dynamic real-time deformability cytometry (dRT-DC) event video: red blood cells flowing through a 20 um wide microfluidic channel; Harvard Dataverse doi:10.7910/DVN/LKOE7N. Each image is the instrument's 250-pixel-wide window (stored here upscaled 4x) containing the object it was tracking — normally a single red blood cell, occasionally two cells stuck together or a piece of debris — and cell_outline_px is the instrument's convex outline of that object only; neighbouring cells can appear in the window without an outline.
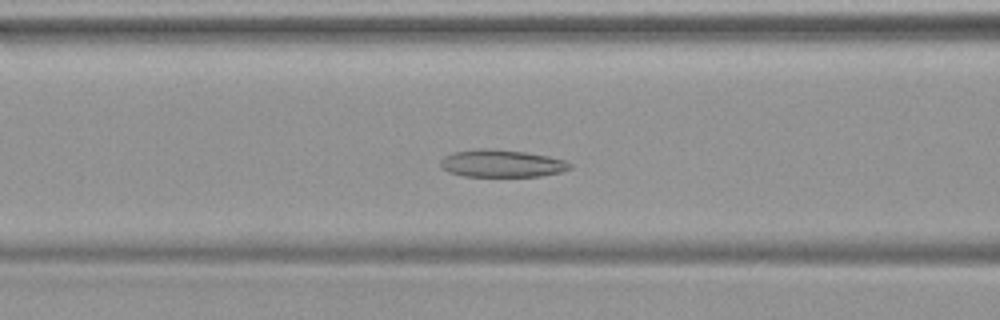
{"species": "common noctule bat (a hibernating species)", "species_latin": "Nyctalus noctula", "temperature_condition": "warm", "stored_images_in_passage": 48, "camera_frame_rate_fps": 3000, "um_per_image_px": 0.085, "animal": {"sex": "female", "body_mass_g": 19.9}, "frame": {"image": 1, "passage_image": 19, "time_ms": 6.0, "image_size_px": [1000, 320], "cell_outline_px": [[572, 168], [560, 172], [540, 176], [464, 176], [448, 172], [440, 168], [440, 160], [444, 156], [452, 152], [476, 148], [492, 148], [524, 152], [548, 156], [564, 160], [572, 164]], "centroid_in_image_um": [42.6, 13.88], "position_along_channel_um": 124.0, "area_um2": 20.87}}
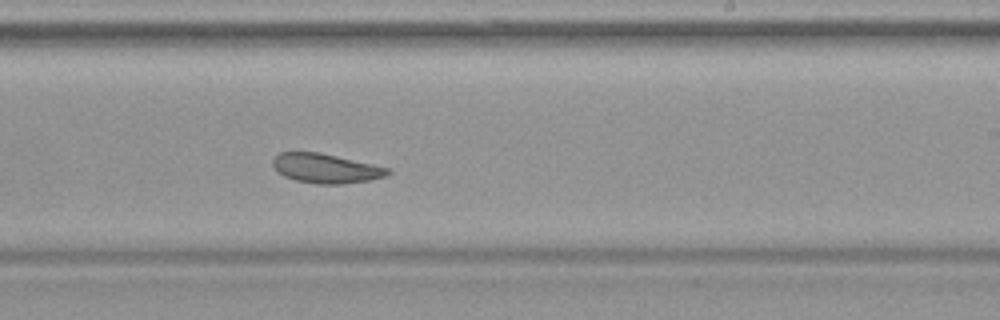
{"frame": {"image": 2, "passage_image": 29, "time_ms": 9.333, "image_size_px": [1000, 320], "cell_outline_px": [[392, 172], [384, 176], [368, 180], [340, 184], [316, 184], [296, 180], [284, 176], [276, 172], [272, 164], [272, 156], [280, 152], [320, 152], [372, 164], [388, 168]], "centroid_in_image_um": [27.62, 14.3], "position_along_channel_um": 261.4, "area_um2": 19.71}}
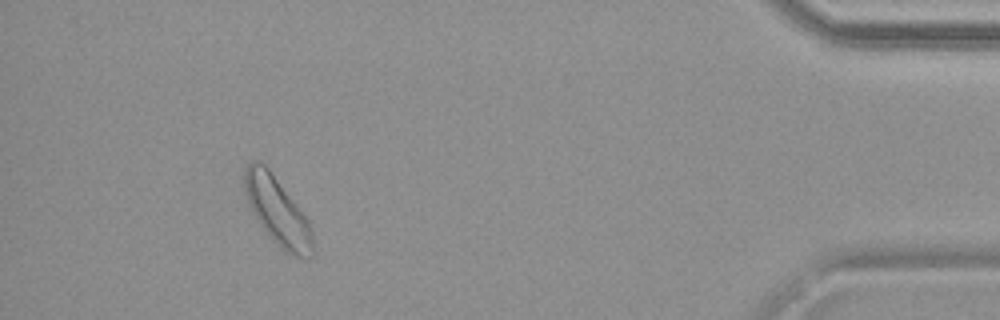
{"frame": {"image": 3, "passage_image": 44, "time_ms": 14.333, "image_size_px": [1000, 320], "cell_outline_px": [[312, 256], [308, 260], [292, 256], [284, 252], [276, 244], [260, 224], [252, 212], [244, 192], [244, 168], [252, 160], [260, 160], [268, 168], [308, 220], [312, 228]], "centroid_in_image_um": [23.57, 17.97], "position_along_channel_um": 411.6, "area_um2": 26.88}}